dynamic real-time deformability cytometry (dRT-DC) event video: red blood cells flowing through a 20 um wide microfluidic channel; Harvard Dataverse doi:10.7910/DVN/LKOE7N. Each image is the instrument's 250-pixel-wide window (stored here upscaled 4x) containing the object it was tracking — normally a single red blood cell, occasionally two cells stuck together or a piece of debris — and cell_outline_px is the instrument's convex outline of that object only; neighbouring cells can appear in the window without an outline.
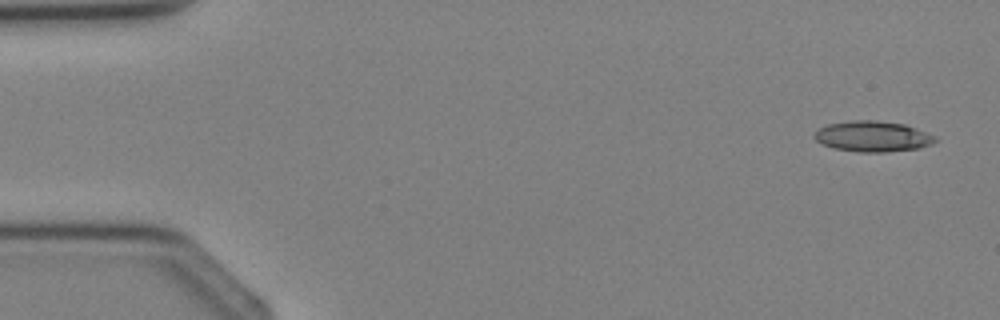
{"species": "Egyptian fruit bat (a non-hibernating species)", "species_latin": "Rousettus aegyptiacus", "temperature_condition": "cold", "stored_images_in_passage": 3, "segment_of_instrument_passage": [2, 2], "camera_frame_rate_fps": 3000, "um_per_image_px": 0.085, "animal": {"sex": "female"}, "frame": {"image": 1, "passage_image": 3, "time_ms": 2.333, "image_size_px": [1000, 320], "cell_outline_px": [[936, 140], [932, 144], [920, 148], [888, 152], [860, 152], [832, 148], [816, 140], [812, 136], [820, 128], [828, 124], [852, 120], [876, 120], [904, 124], [916, 128], [936, 136]], "centroid_in_image_um": [74.19, 11.6], "position_along_channel_um": 10.8, "area_um2": 21.62}}